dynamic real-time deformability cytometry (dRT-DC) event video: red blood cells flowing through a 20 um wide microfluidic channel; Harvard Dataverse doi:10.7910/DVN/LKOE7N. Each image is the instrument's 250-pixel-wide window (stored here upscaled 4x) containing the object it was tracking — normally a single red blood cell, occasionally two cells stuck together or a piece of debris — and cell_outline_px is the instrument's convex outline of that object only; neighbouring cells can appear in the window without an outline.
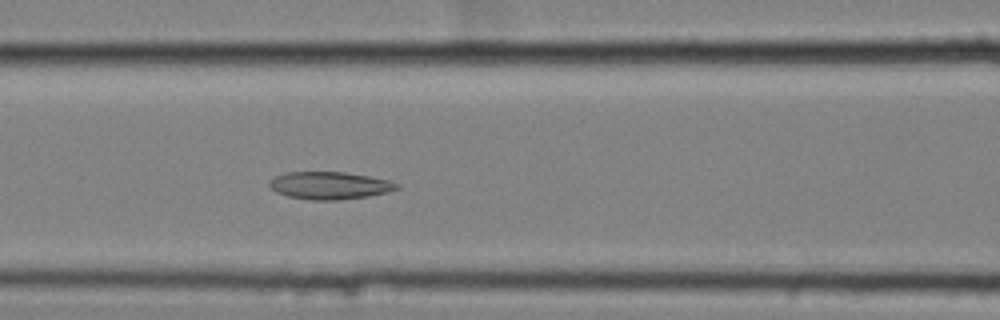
{"species": "common noctule bat (a hibernating species)", "species_latin": "Nyctalus noctula", "temperature_condition": "cold", "stored_images_in_passage": 56, "camera_frame_rate_fps": 3000, "um_per_image_px": 0.085, "animal": {"sex": "female", "body_mass_g": 25.1}, "frame": {"image": 1, "passage_image": 23, "time_ms": 7.333, "image_size_px": [1000, 320], "cell_outline_px": [[400, 188], [388, 192], [368, 196], [340, 200], [308, 200], [288, 196], [276, 192], [268, 184], [268, 180], [284, 172], [344, 172], [368, 176], [388, 180], [400, 184]], "centroid_in_image_um": [28.01, 15.77], "position_along_channel_um": 138.6, "area_um2": 20.52}}
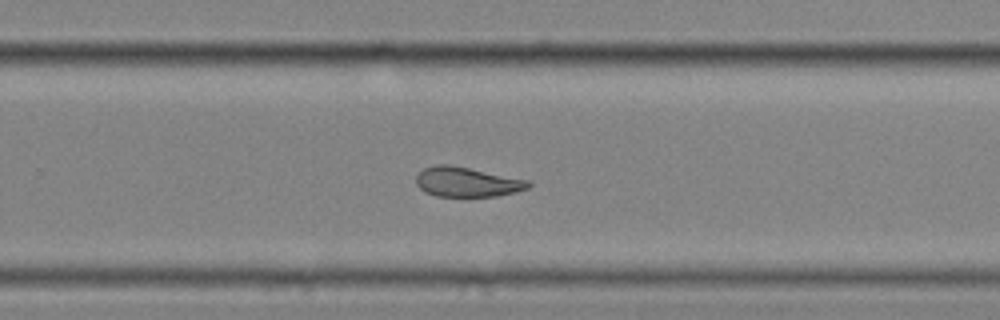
{"frame": {"image": 2, "passage_image": 36, "time_ms": 11.667, "image_size_px": [1000, 320], "cell_outline_px": [[532, 184], [528, 188], [516, 192], [496, 196], [436, 196], [420, 188], [416, 184], [416, 176], [424, 168], [436, 164], [448, 164], [528, 180]], "centroid_in_image_um": [39.69, 15.47], "position_along_channel_um": 290.1, "area_um2": 19.19}}
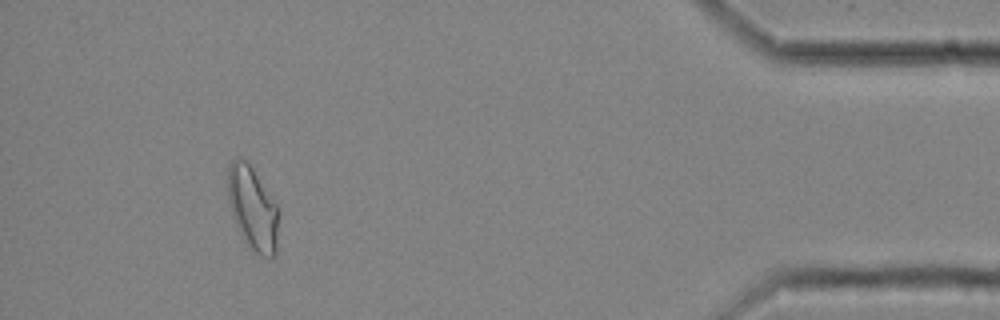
{"frame": {"image": 3, "passage_image": 51, "time_ms": 16.667, "image_size_px": [1000, 320], "cell_outline_px": [[280, 212], [276, 256], [260, 256], [244, 240], [232, 216], [228, 200], [228, 168], [232, 160], [248, 160], [276, 204]], "centroid_in_image_um": [21.51, 17.72], "position_along_channel_um": 413.7, "area_um2": 24.74}, "authors_computed_cell_mechanics": {"area_um2": 21.8773, "velocity_mm_per_s": 3.5045, "shape_relaxation_time_tau1_ms": null, "shape_relaxation_time_tau2_ms": 4.0901, "deformation_change_tau1": null, "deformation_change_tau2": 0.1164}}